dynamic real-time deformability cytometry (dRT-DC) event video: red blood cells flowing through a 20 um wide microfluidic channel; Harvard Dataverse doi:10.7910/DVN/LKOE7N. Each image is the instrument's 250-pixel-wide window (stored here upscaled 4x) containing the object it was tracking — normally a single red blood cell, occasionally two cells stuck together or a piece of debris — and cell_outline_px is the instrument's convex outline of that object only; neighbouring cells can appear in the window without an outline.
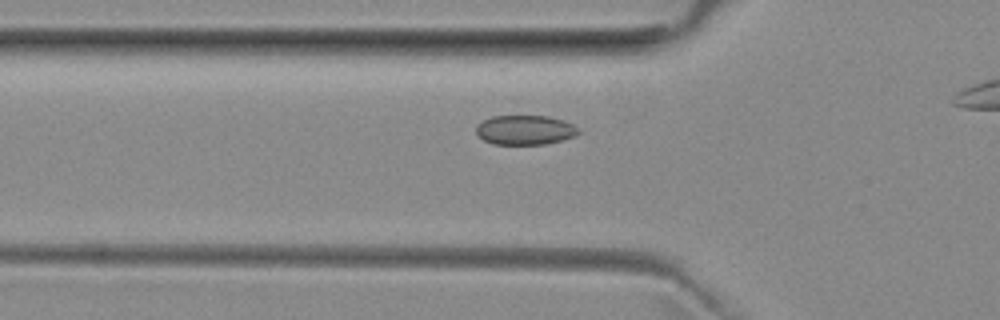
{"species": "common noctule bat (a hibernating species)", "species_latin": "Nyctalus noctula", "temperature_condition": "room temperature", "stored_images_in_passage": 32, "camera_frame_rate_fps": 3000, "um_per_image_px": 0.085, "animal": {"sex": "female", "body_mass_g": 29.2, "forearm_length_mm": 56.3}, "frame": {"image": 1, "passage_image": 8, "time_ms": 2.333, "image_size_px": [1000, 320], "cell_outline_px": [[580, 132], [576, 136], [544, 144], [492, 144], [484, 140], [476, 132], [476, 124], [492, 116], [548, 116], [564, 120], [580, 128]], "centroid_in_image_um": [44.64, 11.04], "position_along_channel_um": 81.2, "area_um2": 17.63}}
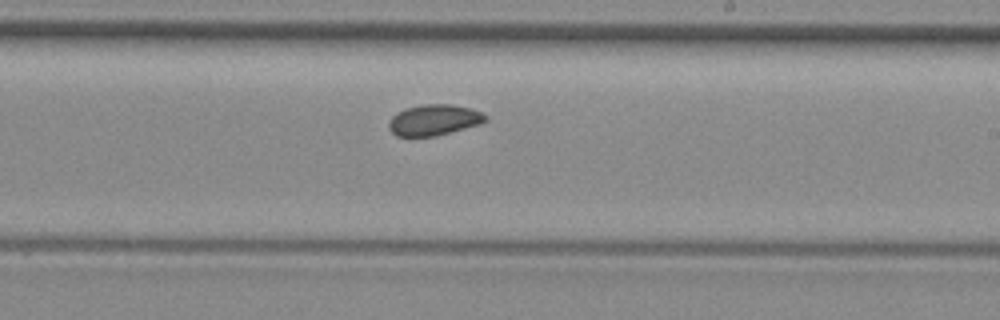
{"frame": {"image": 2, "passage_image": 21, "time_ms": 6.667, "image_size_px": [1000, 320], "cell_outline_px": [[488, 120], [480, 124], [436, 136], [396, 136], [388, 128], [388, 124], [392, 116], [396, 112], [404, 108], [424, 104], [448, 104], [472, 108], [488, 116]], "centroid_in_image_um": [36.88, 10.19], "position_along_channel_um": 252.1, "area_um2": 17.51}}
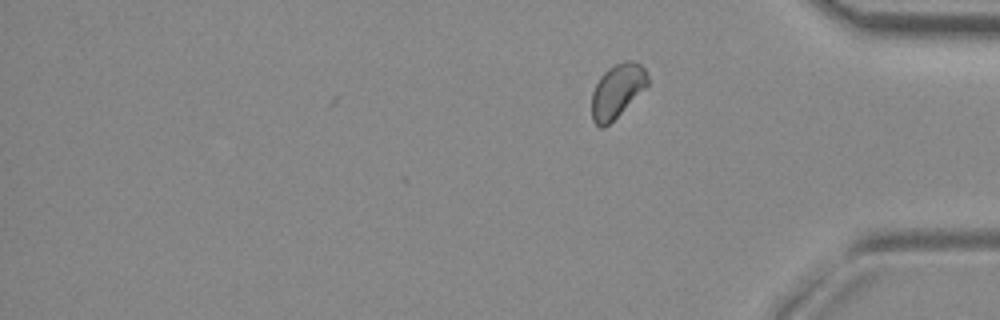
{"frame": {"image": 3, "passage_image": 32, "time_ms": 10.333, "image_size_px": [1000, 320], "cell_outline_px": [[648, 84], [604, 128], [600, 128], [592, 120], [592, 92], [600, 76], [608, 68], [624, 60], [636, 60], [644, 68], [648, 76]], "centroid_in_image_um": [52.44, 7.68], "position_along_channel_um": 382.8, "area_um2": 17.17}}